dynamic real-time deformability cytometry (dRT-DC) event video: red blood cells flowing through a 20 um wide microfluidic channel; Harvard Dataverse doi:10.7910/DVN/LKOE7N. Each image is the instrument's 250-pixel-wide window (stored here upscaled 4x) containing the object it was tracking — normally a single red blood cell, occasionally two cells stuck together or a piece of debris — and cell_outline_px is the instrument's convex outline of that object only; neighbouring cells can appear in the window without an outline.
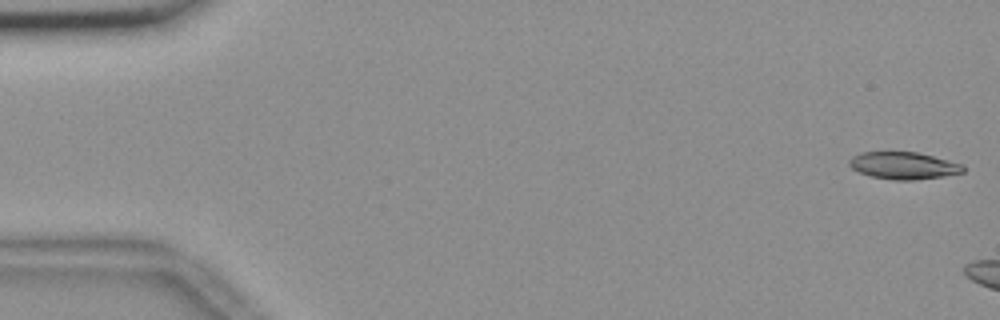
{"species": "common noctule bat (a hibernating species)", "species_latin": "Nyctalus noctula", "temperature_condition": "room temperature", "stored_images_in_passage": 8, "camera_frame_rate_fps": 3000, "um_per_image_px": 0.085, "animal": {"sex": "female", "body_mass_g": 18.4}, "frame": {"image": 1, "passage_image": 1, "time_ms": 0.0, "image_size_px": [1000, 320], "cell_outline_px": [[964, 172], [940, 176], [912, 180], [896, 180], [872, 176], [860, 172], [852, 168], [848, 164], [848, 160], [852, 156], [860, 152], [916, 152], [964, 164]], "centroid_in_image_um": [76.78, 14.06], "position_along_channel_um": 8.2, "area_um2": 17.8}}